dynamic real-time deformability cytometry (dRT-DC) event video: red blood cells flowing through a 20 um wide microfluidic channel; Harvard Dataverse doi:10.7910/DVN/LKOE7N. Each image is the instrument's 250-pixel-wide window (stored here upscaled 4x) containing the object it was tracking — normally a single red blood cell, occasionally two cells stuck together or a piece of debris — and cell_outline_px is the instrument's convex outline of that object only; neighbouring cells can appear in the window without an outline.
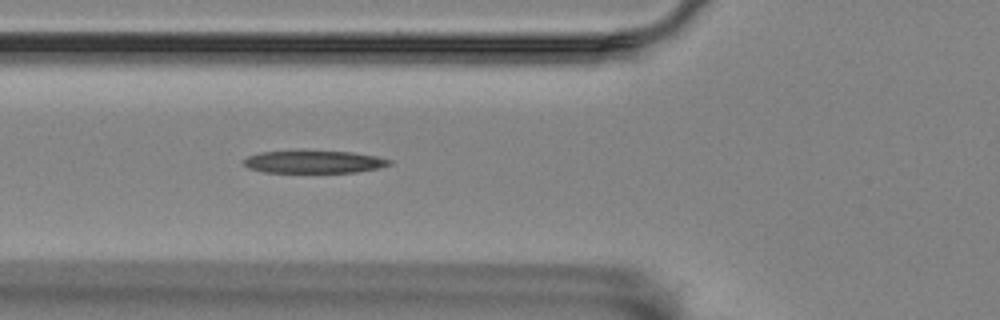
{"species": "Egyptian fruit bat (a non-hibernating species)", "species_latin": "Rousettus aegyptiacus", "temperature_condition": "room temperature", "stored_images_in_passage": 3, "camera_frame_rate_fps": 3000, "um_per_image_px": 0.085, "animal": {"sex": "female"}, "frame": {"image": 1, "passage_image": 3, "time_ms": 0.667, "image_size_px": [1000, 320], "cell_outline_px": [[392, 164], [380, 168], [356, 172], [264, 172], [248, 168], [244, 164], [244, 160], [248, 156], [260, 152], [352, 152], [376, 156], [392, 160]], "centroid_in_image_um": [26.73, 13.77], "position_along_channel_um": 99.1, "area_um2": 18.73}}